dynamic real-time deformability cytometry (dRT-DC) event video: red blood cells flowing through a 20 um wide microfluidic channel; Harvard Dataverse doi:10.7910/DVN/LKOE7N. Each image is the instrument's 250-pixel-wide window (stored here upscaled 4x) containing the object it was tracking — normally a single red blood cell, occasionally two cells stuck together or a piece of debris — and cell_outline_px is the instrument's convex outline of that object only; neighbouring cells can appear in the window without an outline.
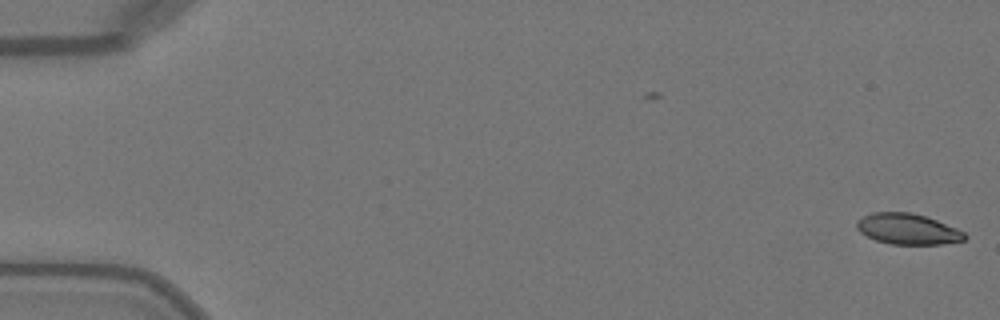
{"species": "Egyptian fruit bat (a non-hibernating species)", "species_latin": "Rousettus aegyptiacus", "temperature_condition": "warm", "stored_images_in_passage": 4, "camera_frame_rate_fps": 3000, "um_per_image_px": 0.085, "animal": {"sex": "female"}, "frame": {"image": 1, "passage_image": 4, "time_ms": 1.0, "image_size_px": [1000, 320], "cell_outline_px": [[968, 236], [964, 240], [940, 244], [892, 244], [876, 240], [860, 232], [856, 228], [856, 220], [872, 212], [912, 212], [936, 220], [956, 228], [964, 232]], "centroid_in_image_um": [77.14, 19.46], "position_along_channel_um": 7.9, "area_um2": 19.25}}